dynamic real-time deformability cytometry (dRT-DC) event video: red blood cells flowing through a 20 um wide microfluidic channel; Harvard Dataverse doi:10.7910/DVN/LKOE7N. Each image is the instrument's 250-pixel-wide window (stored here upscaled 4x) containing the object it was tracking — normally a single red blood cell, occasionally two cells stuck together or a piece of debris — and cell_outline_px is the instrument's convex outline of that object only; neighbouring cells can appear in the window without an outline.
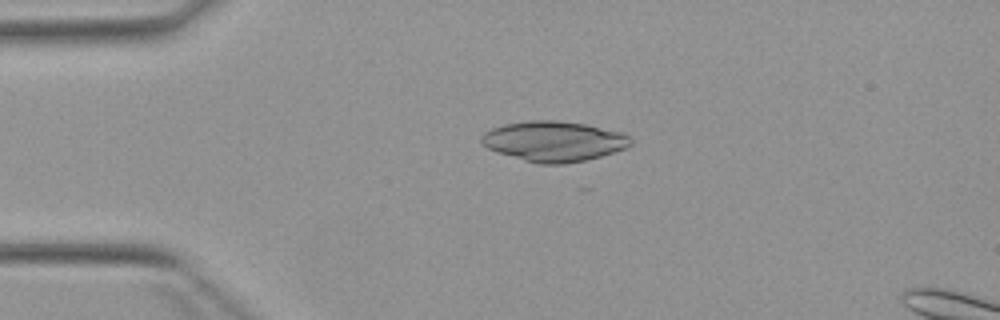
{"species": "Egyptian fruit bat (a non-hibernating species)", "species_latin": "Rousettus aegyptiacus", "temperature_condition": "warm", "stored_images_in_passage": 3, "camera_frame_rate_fps": 3000, "um_per_image_px": 0.085, "animal": {"sex": "female"}, "frame": {"image": 1, "passage_image": 2, "time_ms": 2.333, "image_size_px": [1000, 320], "cell_outline_px": [[632, 144], [628, 148], [588, 160], [564, 164], [540, 164], [524, 160], [496, 152], [480, 144], [480, 136], [484, 132], [492, 128], [504, 124], [528, 120], [556, 120], [584, 124], [620, 132], [628, 136], [632, 140]], "centroid_in_image_um": [47.05, 12.01], "position_along_channel_um": 37.9, "area_um2": 35.2}}